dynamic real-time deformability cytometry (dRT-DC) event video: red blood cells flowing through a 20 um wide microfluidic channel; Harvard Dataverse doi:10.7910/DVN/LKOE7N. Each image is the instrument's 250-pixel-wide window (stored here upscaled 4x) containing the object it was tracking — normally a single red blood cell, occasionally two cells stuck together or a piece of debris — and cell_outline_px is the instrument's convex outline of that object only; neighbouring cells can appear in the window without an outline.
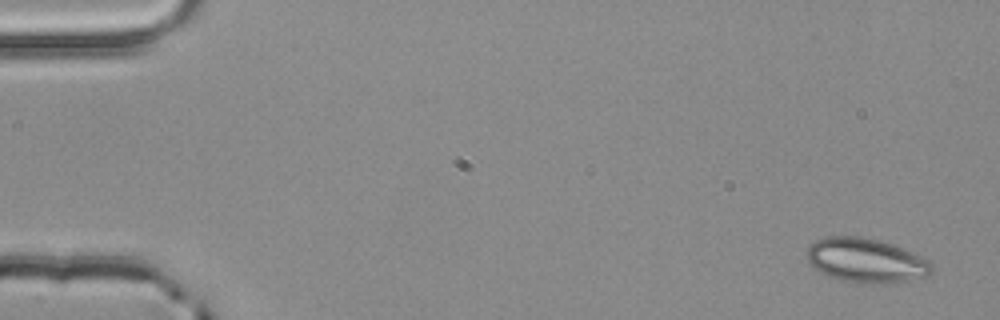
{"species": "common noctule bat (a hibernating species)", "species_latin": "Nyctalus noctula", "temperature_condition": "room temperature", "stored_images_in_passage": 5, "segment_of_instrument_passage": [1, 2], "camera_frame_rate_fps": 3000, "um_per_image_px": 0.085, "animal": {"sex": "male", "body_mass_g": 20.4}, "frame": {"image": 1, "passage_image": 1, "time_ms": 0.0, "image_size_px": [1000, 320], "cell_outline_px": [[932, 272], [928, 276], [896, 284], [864, 284], [840, 280], [828, 276], [816, 268], [808, 260], [808, 248], [816, 240], [828, 236], [860, 236], [892, 244], [916, 252], [928, 260], [932, 264]], "centroid_in_image_um": [73.69, 22.16], "position_along_channel_um": 11.3, "area_um2": 32.6}}